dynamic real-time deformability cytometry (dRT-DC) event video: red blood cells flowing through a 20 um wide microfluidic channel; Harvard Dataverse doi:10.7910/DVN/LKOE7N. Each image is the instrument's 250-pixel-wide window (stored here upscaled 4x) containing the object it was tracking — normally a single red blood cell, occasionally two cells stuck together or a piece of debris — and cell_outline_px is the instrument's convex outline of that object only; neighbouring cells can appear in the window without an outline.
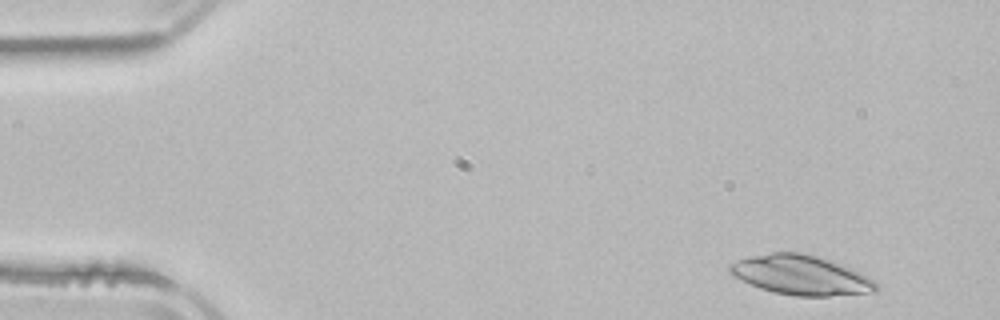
{"species": "common noctule bat (a hibernating species)", "species_latin": "Nyctalus noctula", "temperature_condition": "room temperature", "stored_images_in_passage": 4, "camera_frame_rate_fps": 3000, "um_per_image_px": 0.085, "animal": {"sex": "male", "body_mass_g": 21.5, "forearm_length_mm": 52.0}, "frame": {"image": 1, "passage_image": 1, "time_ms": 0.0, "image_size_px": [1000, 320], "cell_outline_px": [[876, 292], [828, 296], [796, 296], [772, 292], [760, 288], [732, 276], [728, 272], [728, 264], [736, 260], [748, 256], [772, 252], [800, 252], [816, 256], [840, 264], [860, 272], [868, 276], [876, 284]], "centroid_in_image_um": [68.01, 23.38], "position_along_channel_um": 17.0, "area_um2": 33.76}}